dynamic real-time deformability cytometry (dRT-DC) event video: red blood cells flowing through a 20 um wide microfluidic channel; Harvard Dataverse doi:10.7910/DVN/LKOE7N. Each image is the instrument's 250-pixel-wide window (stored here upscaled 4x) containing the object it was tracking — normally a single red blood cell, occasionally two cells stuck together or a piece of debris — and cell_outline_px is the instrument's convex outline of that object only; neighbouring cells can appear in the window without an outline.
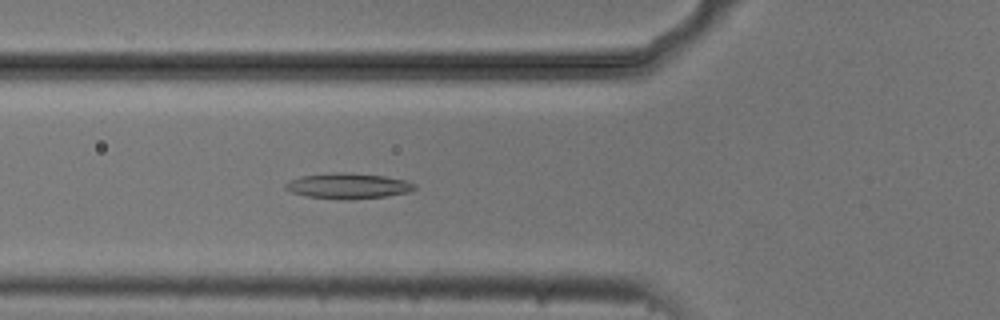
{"species": "common noctule bat (a hibernating species)", "species_latin": "Nyctalus noctula", "temperature_condition": "cold", "stored_images_in_passage": 37, "camera_frame_rate_fps": 3000, "um_per_image_px": 0.085, "animal": {"sex": "male", "body_mass_g": 20.5, "forearm_length_mm": 52.5}, "frame": {"image": 1, "passage_image": 3, "time_ms": 0.667, "image_size_px": [1000, 320], "cell_outline_px": [[416, 188], [412, 192], [388, 196], [348, 200], [340, 200], [308, 196], [292, 192], [284, 188], [284, 184], [300, 176], [336, 172], [352, 172], [384, 176], [404, 180], [416, 184]], "centroid_in_image_um": [29.63, 15.8], "position_along_channel_um": 96.2, "area_um2": 19.42}}
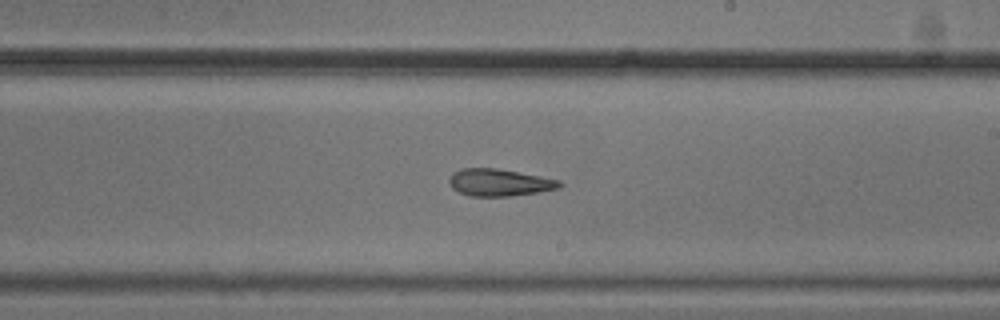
{"frame": {"image": 2, "passage_image": 15, "time_ms": 4.667, "image_size_px": [1000, 320], "cell_outline_px": [[560, 188], [512, 196], [468, 196], [452, 188], [448, 180], [452, 172], [460, 168], [496, 168], [540, 176], [560, 180]], "centroid_in_image_um": [42.39, 15.51], "position_along_channel_um": 246.6, "area_um2": 17.4}}
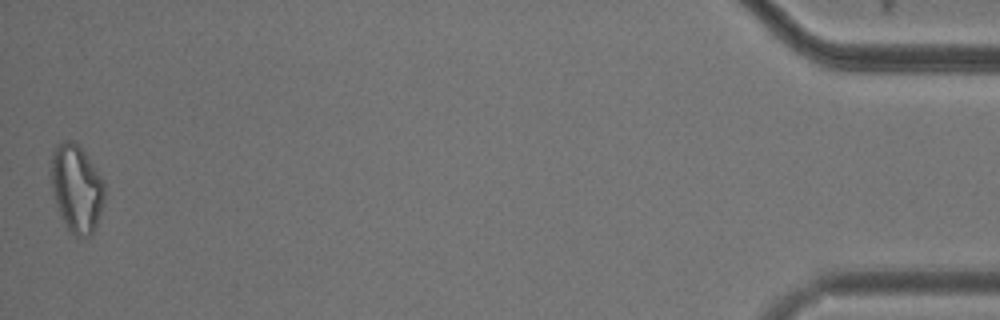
{"frame": {"image": 3, "passage_image": 37, "time_ms": 12.0, "image_size_px": [1000, 320], "cell_outline_px": [[104, 204], [96, 224], [92, 232], [88, 236], [76, 236], [68, 228], [56, 204], [52, 188], [52, 152], [56, 144], [64, 140], [72, 140], [84, 152], [104, 180]], "centroid_in_image_um": [6.52, 15.98], "position_along_channel_um": 428.7, "area_um2": 26.76}, "authors_computed_cell_mechanics": {"area_um2": 17.9758, "velocity_mm_per_s": 3.7419, "shape_relaxation_time_tau1_ms": null, "shape_relaxation_time_tau2_ms": 4.8759, "deformation_change_tau1": null, "deformation_change_tau2": 0.1487}}